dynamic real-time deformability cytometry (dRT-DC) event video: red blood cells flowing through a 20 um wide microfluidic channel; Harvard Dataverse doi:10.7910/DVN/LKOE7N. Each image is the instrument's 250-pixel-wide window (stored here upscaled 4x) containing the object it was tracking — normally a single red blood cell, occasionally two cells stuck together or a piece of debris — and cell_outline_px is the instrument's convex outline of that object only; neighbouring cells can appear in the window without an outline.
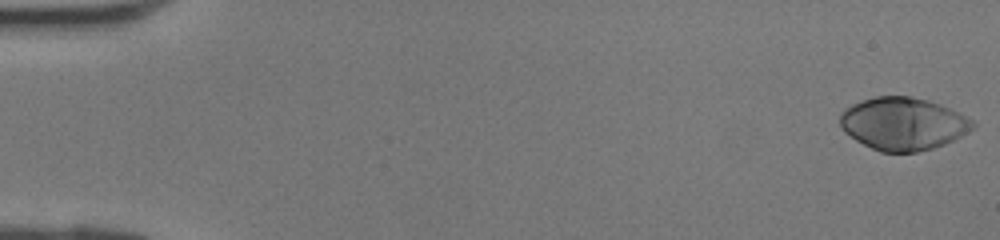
{"species": "human", "species_latin": "Homo sapiens", "temperature_condition": "room temperature", "stored_images_in_passage": 42, "camera_frame_rate_fps": 3000, "um_per_image_px": 0.085, "donor": {"sex": "female"}, "frame": {"image": 1, "passage_image": 1, "time_ms": 0.0, "image_size_px": [1000, 240], "cell_outline_px": [[976, 124], [968, 132], [944, 144], [932, 148], [916, 152], [880, 152], [856, 140], [844, 132], [840, 128], [840, 116], [844, 108], [852, 104], [876, 96], [908, 96], [928, 100], [940, 104], [972, 120]], "centroid_in_image_um": [76.72, 10.52], "position_along_channel_um": 8.3, "area_um2": 40.4}}
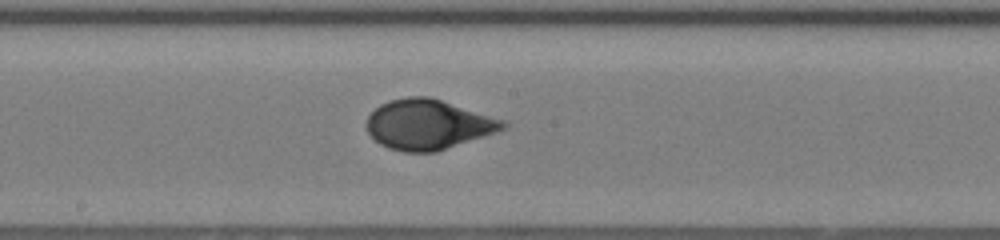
{"frame": {"image": 2, "passage_image": 23, "time_ms": 7.333, "image_size_px": [1000, 240], "cell_outline_px": [[508, 124], [504, 128], [436, 152], [404, 152], [388, 148], [380, 144], [368, 132], [364, 124], [368, 116], [380, 104], [388, 100], [408, 96], [428, 96], [504, 120]], "centroid_in_image_um": [36.31, 10.57], "position_along_channel_um": 211.9, "area_um2": 39.25}}
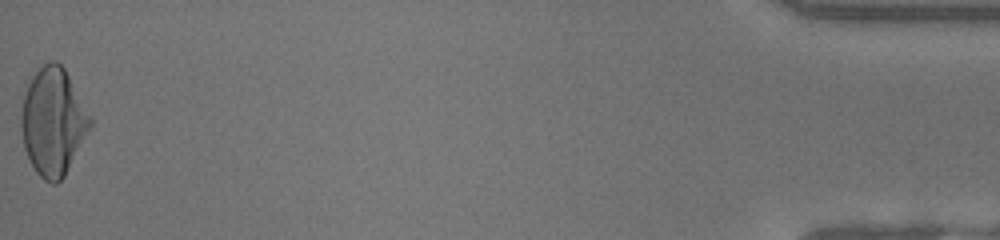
{"frame": {"image": 3, "passage_image": 42, "time_ms": 13.667, "image_size_px": [1000, 240], "cell_outline_px": [[92, 124], [64, 176], [56, 184], [52, 184], [44, 180], [36, 172], [24, 148], [20, 128], [20, 116], [24, 96], [28, 84], [32, 76], [44, 64], [52, 60], [56, 60], [64, 68], [92, 120]], "centroid_in_image_um": [4.48, 10.35], "position_along_channel_um": 430.7, "area_um2": 42.54}}